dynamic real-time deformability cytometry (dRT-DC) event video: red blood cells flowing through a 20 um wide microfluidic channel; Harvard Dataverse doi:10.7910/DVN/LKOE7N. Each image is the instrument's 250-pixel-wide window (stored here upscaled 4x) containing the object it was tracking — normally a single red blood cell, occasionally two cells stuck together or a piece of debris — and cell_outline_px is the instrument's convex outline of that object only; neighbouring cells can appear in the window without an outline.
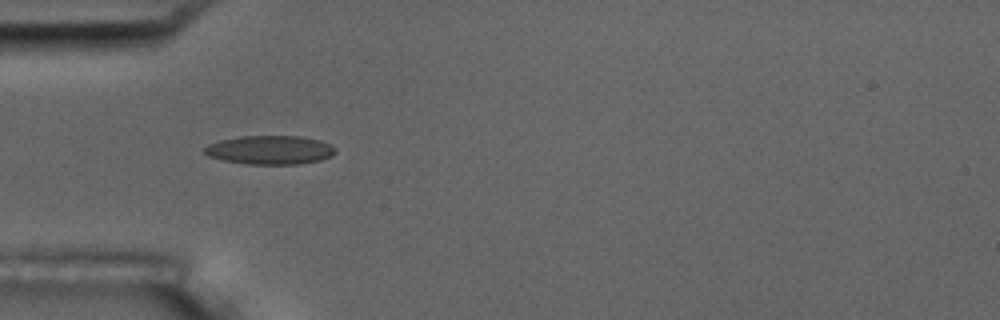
{"species": "common noctule bat (a hibernating species)", "species_latin": "Nyctalus noctula", "temperature_condition": "room temperature", "stored_images_in_passage": 5, "camera_frame_rate_fps": 3000, "um_per_image_px": 0.085, "animal": {"sex": "male", "body_mass_g": 17.5, "forearm_length_mm": 52.3}, "frame": {"image": 1, "passage_image": 4, "time_ms": 4.333, "image_size_px": [1000, 320], "cell_outline_px": [[336, 152], [332, 156], [320, 160], [300, 164], [248, 164], [224, 160], [208, 156], [204, 152], [204, 148], [208, 144], [220, 140], [240, 136], [300, 136], [320, 140], [336, 148]], "centroid_in_image_um": [22.96, 12.74], "position_along_channel_um": 62.0, "area_um2": 21.96}}